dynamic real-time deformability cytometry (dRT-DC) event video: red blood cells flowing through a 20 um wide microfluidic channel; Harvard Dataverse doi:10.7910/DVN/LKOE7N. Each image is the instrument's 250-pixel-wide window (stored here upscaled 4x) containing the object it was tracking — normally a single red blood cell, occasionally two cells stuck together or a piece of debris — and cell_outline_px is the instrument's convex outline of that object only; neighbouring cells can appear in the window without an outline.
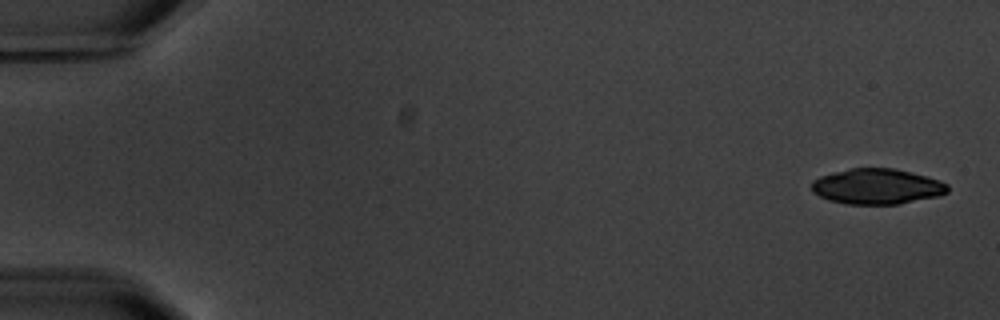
{"species": "common noctule bat (a hibernating species)", "species_latin": "Nyctalus noctula", "temperature_condition": "warm", "stored_images_in_passage": 6, "camera_frame_rate_fps": 3000, "um_per_image_px": 0.085, "animal": {"sex": "male", "body_mass_g": 20.1, "forearm_length_mm": 53.5}, "frame": {"image": 1, "passage_image": 1, "time_ms": 0.0, "image_size_px": [1000, 320], "cell_outline_px": [[948, 192], [940, 196], [900, 204], [848, 204], [828, 200], [812, 192], [812, 180], [820, 176], [852, 168], [892, 168], [940, 180], [948, 184]], "centroid_in_image_um": [74.55, 15.86], "position_along_channel_um": 10.4, "area_um2": 28.03}}